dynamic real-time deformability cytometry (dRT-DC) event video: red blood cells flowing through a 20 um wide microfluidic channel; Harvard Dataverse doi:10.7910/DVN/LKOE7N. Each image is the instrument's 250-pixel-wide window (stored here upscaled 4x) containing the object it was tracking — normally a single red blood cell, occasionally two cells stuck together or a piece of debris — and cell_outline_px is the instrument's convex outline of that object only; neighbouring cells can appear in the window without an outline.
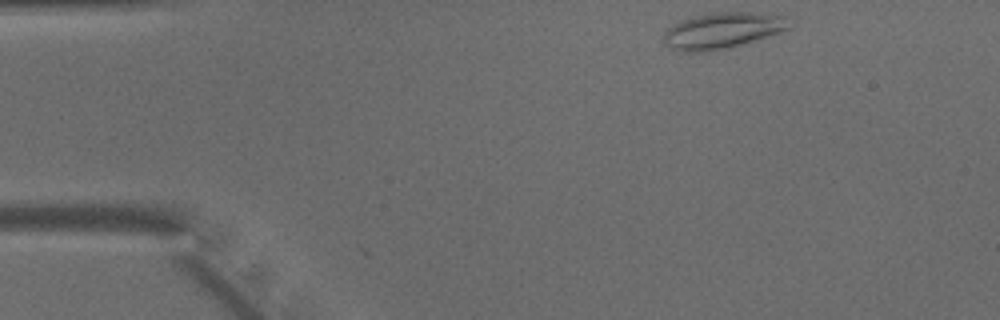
{"species": "common noctule bat (a hibernating species)", "species_latin": "Nyctalus noctula", "temperature_condition": "warm", "stored_images_in_passage": 41, "camera_frame_rate_fps": 3000, "um_per_image_px": 0.085, "animal": {"sex": "male", "body_mass_g": 15.6}, "frame": {"image": 1, "passage_image": 1, "time_ms": 0.0, "image_size_px": [1000, 320], "cell_outline_px": [[788, 28], [780, 32], [768, 36], [728, 48], [704, 52], [684, 52], [672, 48], [664, 44], [664, 32], [672, 24], [680, 20], [692, 16], [720, 12], [752, 12], [784, 16]], "centroid_in_image_um": [61.32, 2.6], "position_along_channel_um": 23.7, "area_um2": 26.07}}
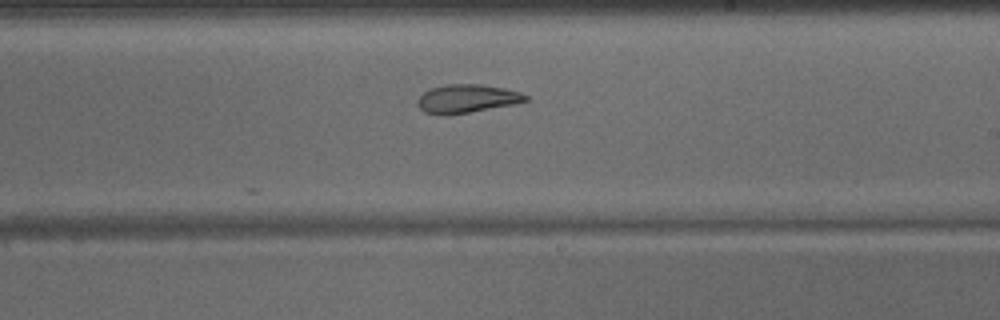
{"frame": {"image": 2, "passage_image": 22, "time_ms": 7.0, "image_size_px": [1000, 320], "cell_outline_px": [[528, 100], [516, 104], [444, 116], [424, 112], [416, 104], [416, 100], [424, 92], [432, 88], [444, 84], [480, 84], [504, 88], [520, 92], [528, 96]], "centroid_in_image_um": [39.67, 8.39], "position_along_channel_um": 249.3, "area_um2": 17.98}}
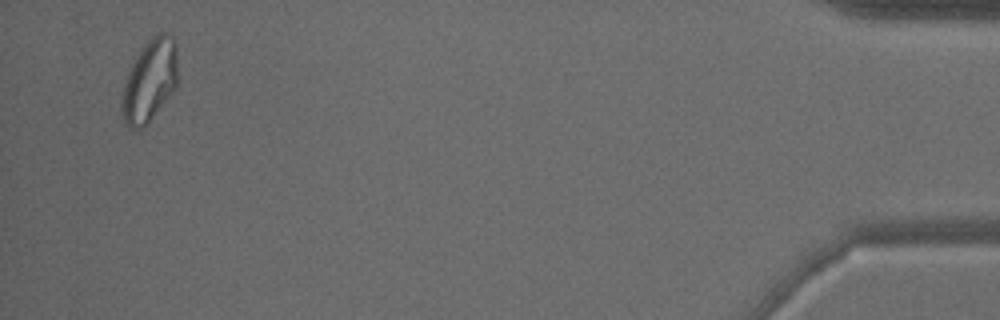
{"frame": {"image": 3, "passage_image": 40, "time_ms": 13.0, "image_size_px": [1000, 320], "cell_outline_px": [[176, 88], [144, 128], [136, 132], [128, 128], [120, 112], [120, 100], [124, 84], [128, 72], [136, 56], [144, 44], [156, 32], [164, 32], [172, 36], [176, 40]], "centroid_in_image_um": [12.69, 6.89], "position_along_channel_um": 422.5, "area_um2": 27.22}}